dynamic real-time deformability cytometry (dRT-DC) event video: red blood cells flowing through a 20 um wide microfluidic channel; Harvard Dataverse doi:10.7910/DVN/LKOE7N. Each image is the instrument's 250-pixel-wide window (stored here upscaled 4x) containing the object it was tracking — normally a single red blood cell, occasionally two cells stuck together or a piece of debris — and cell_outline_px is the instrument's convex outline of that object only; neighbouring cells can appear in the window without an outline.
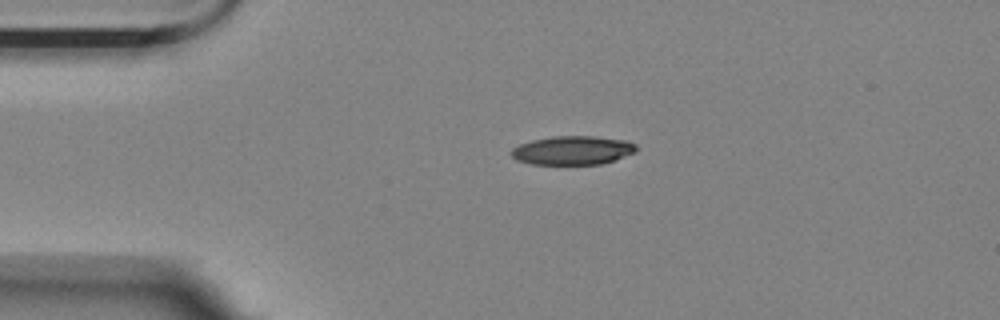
{"species": "Egyptian fruit bat (a non-hibernating species)", "species_latin": "Rousettus aegyptiacus", "temperature_condition": "room temperature", "stored_images_in_passage": 3, "camera_frame_rate_fps": 3000, "um_per_image_px": 0.085, "animal": {"sex": "female"}, "frame": {"image": 1, "passage_image": 3, "time_ms": 0.667, "image_size_px": [1000, 320], "cell_outline_px": [[636, 152], [600, 164], [532, 164], [516, 160], [508, 152], [512, 148], [520, 144], [532, 140], [552, 136], [596, 136], [628, 140], [636, 144]], "centroid_in_image_um": [48.65, 12.77], "position_along_channel_um": 36.3, "area_um2": 21.04}}